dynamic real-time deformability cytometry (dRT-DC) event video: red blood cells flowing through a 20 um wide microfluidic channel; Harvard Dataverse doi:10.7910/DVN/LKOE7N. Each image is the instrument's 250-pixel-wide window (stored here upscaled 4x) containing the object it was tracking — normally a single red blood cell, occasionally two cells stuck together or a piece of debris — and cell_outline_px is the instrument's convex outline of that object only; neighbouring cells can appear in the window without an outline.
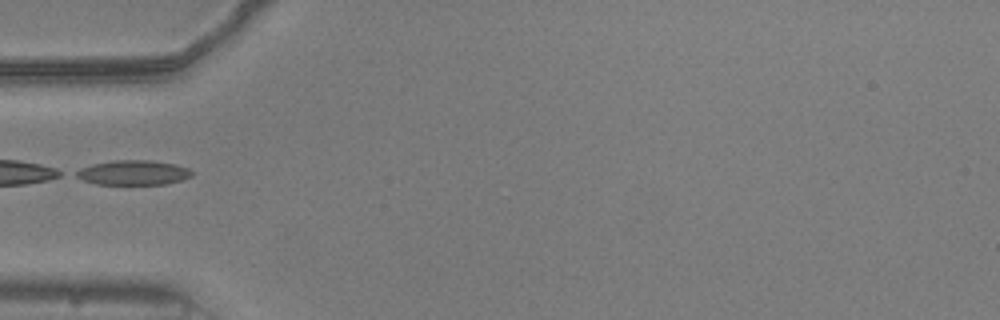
{"species": "common noctule bat (a hibernating species)", "species_latin": "Nyctalus noctula", "temperature_condition": "warm", "stored_images_in_passage": 6, "camera_frame_rate_fps": 3000, "um_per_image_px": 0.085, "animal": {"sex": "male", "body_mass_g": 20.5, "forearm_length_mm": 52.5}, "frame": {"image": 1, "passage_image": 1, "time_ms": 0.0, "image_size_px": [1000, 320], "cell_outline_px": [[196, 172], [192, 176], [168, 184], [96, 184], [84, 180], [76, 176], [72, 172], [80, 168], [92, 164], [112, 160], [152, 160], [176, 164], [188, 168]], "centroid_in_image_um": [11.34, 14.66], "position_along_channel_um": 73.7, "area_um2": 16.88}}